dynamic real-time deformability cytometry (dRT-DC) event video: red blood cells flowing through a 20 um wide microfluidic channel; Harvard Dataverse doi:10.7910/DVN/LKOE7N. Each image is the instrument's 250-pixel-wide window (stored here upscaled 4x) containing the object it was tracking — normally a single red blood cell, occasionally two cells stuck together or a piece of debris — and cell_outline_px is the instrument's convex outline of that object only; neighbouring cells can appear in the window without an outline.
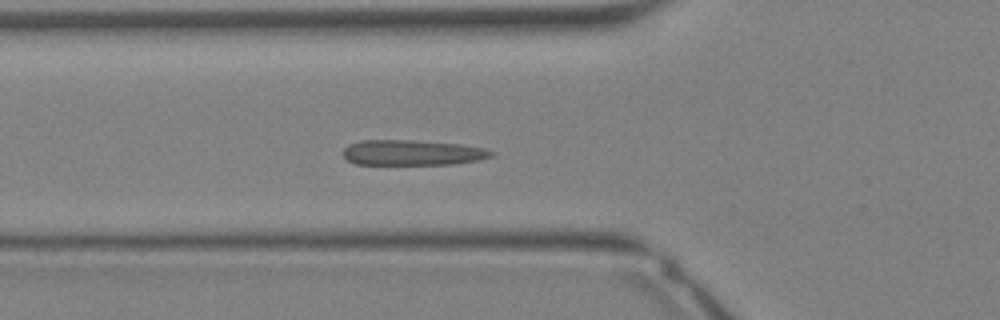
{"species": "Egyptian fruit bat (a non-hibernating species)", "species_latin": "Rousettus aegyptiacus", "temperature_condition": "warm", "stored_images_in_passage": 34, "camera_frame_rate_fps": 3000, "um_per_image_px": 0.085, "animal": {"sex": "female"}, "frame": {"image": 1, "passage_image": 11, "time_ms": 3.333, "image_size_px": [1000, 320], "cell_outline_px": [[496, 152], [492, 156], [480, 160], [452, 164], [356, 164], [348, 160], [344, 156], [344, 148], [348, 144], [360, 140], [412, 140], [460, 144], [484, 148]], "centroid_in_image_um": [35.06, 12.97], "position_along_channel_um": 90.7, "area_um2": 21.91}}
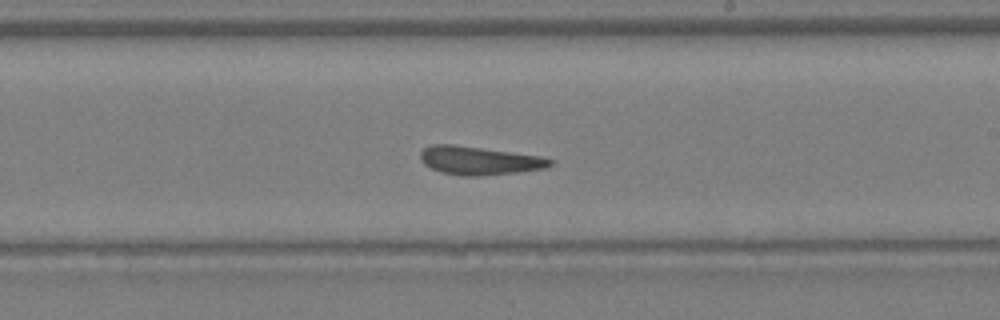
{"frame": {"image": 2, "passage_image": 19, "time_ms": 6.0, "image_size_px": [1000, 320], "cell_outline_px": [[556, 160], [552, 164], [544, 168], [516, 172], [476, 176], [460, 176], [440, 172], [424, 164], [420, 160], [420, 152], [424, 148], [432, 144], [452, 144], [540, 156]], "centroid_in_image_um": [40.7, 13.65], "position_along_channel_um": 248.3, "area_um2": 21.33}}
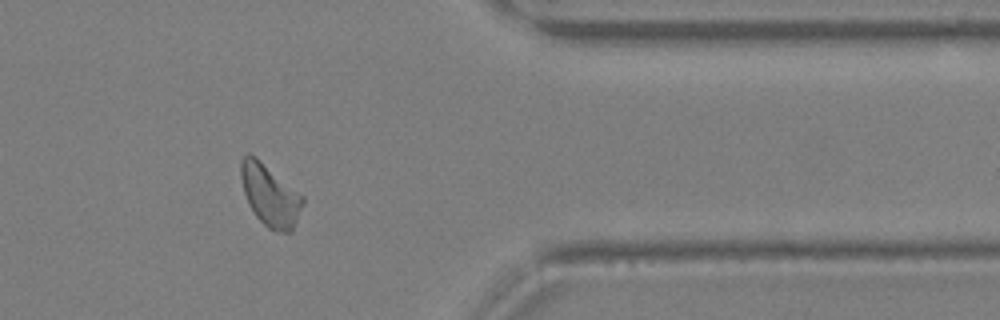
{"frame": {"image": 3, "passage_image": 27, "time_ms": 8.667, "image_size_px": [1000, 320], "cell_outline_px": [[304, 200], [292, 232], [276, 232], [268, 228], [256, 216], [248, 204], [244, 192], [240, 176], [240, 160], [248, 152], [256, 156], [304, 196]], "centroid_in_image_um": [22.93, 16.58], "position_along_channel_um": 388.5, "area_um2": 22.31}}